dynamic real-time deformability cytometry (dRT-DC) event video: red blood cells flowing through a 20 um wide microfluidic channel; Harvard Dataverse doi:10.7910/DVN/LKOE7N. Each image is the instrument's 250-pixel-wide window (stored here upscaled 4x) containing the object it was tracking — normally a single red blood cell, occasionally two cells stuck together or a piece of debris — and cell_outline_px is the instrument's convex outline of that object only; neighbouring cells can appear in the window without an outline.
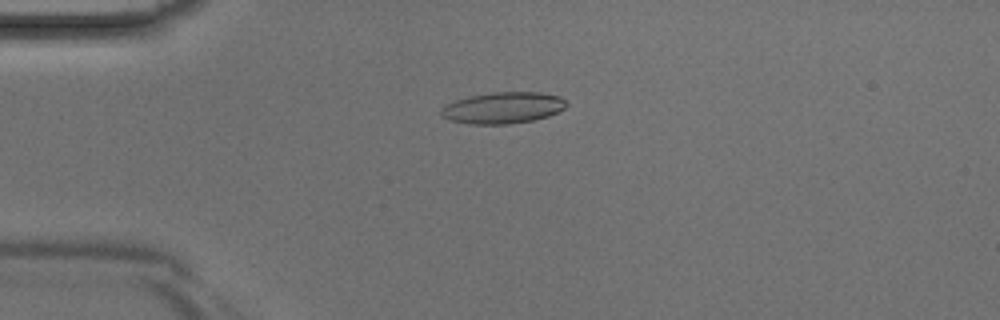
{"species": "Egyptian fruit bat (a non-hibernating species)", "species_latin": "Rousettus aegyptiacus", "temperature_condition": "room temperature", "stored_images_in_passage": 42, "camera_frame_rate_fps": 3000, "um_per_image_px": 0.085, "animal": {"sex": "male"}, "frame": {"image": 1, "passage_image": 9, "time_ms": 2.667, "image_size_px": [1000, 320], "cell_outline_px": [[568, 104], [564, 108], [548, 116], [532, 120], [508, 124], [468, 124], [448, 120], [440, 116], [440, 108], [456, 100], [468, 96], [492, 92], [540, 92], [560, 96]], "centroid_in_image_um": [42.71, 9.16], "position_along_channel_um": 42.3, "area_um2": 23.0}}
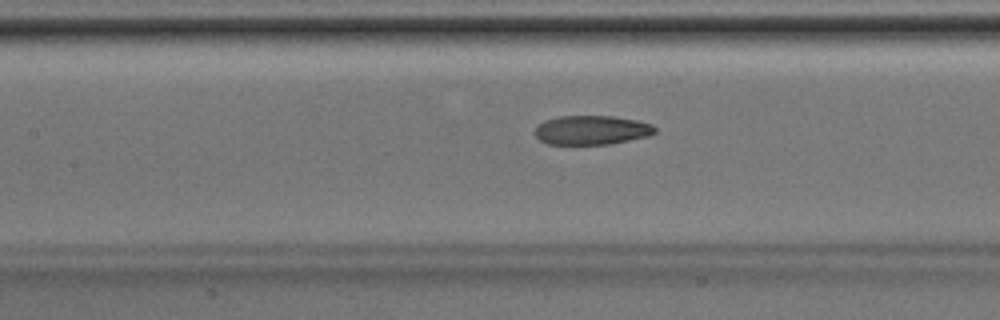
{"frame": {"image": 2, "passage_image": 18, "time_ms": 5.667, "image_size_px": [1000, 320], "cell_outline_px": [[656, 132], [648, 136], [608, 144], [548, 144], [540, 140], [532, 132], [536, 124], [544, 120], [560, 116], [612, 116], [636, 120], [652, 124], [656, 128]], "centroid_in_image_um": [50.23, 11.05], "position_along_channel_um": 157.2, "area_um2": 20.52}}
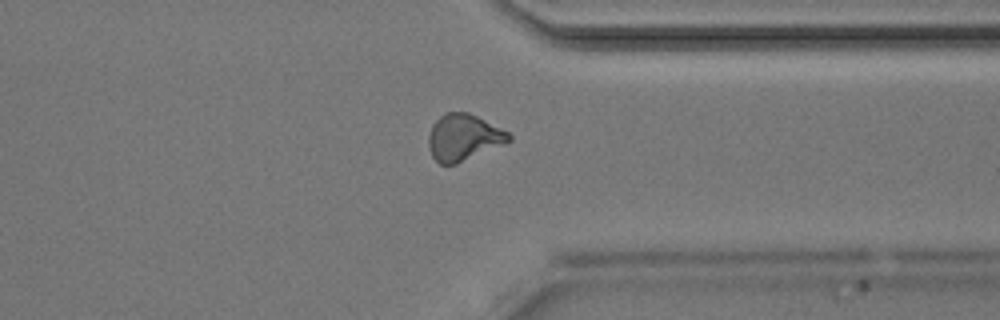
{"frame": {"image": 3, "passage_image": 32, "time_ms": 10.333, "image_size_px": [1000, 320], "cell_outline_px": [[512, 140], [504, 144], [456, 164], [440, 164], [432, 156], [428, 148], [428, 136], [432, 124], [444, 112], [468, 112], [508, 132], [512, 136]], "centroid_in_image_um": [39.37, 11.68], "position_along_channel_um": 372.0, "area_um2": 21.68}}